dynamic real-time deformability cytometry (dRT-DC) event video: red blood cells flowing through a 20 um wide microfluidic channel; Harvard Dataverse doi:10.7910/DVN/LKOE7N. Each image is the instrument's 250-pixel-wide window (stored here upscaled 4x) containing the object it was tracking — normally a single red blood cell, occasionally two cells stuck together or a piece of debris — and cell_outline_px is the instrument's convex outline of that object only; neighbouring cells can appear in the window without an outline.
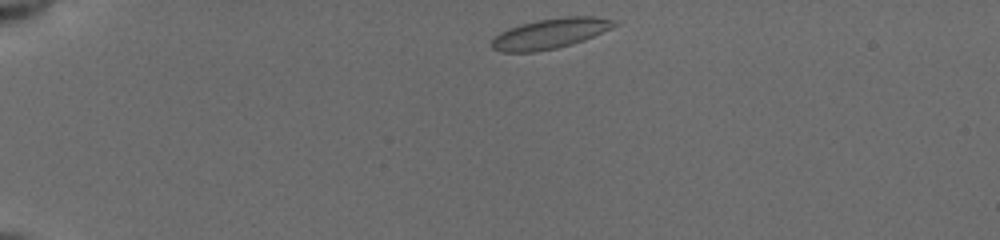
{"species": "common noctule bat (a hibernating species)", "species_latin": "Nyctalus noctula", "temperature_condition": "cold", "stored_images_in_passage": 27, "camera_frame_rate_fps": 3000, "um_per_image_px": 0.085, "animal": {"sex": "female", "body_mass_g": 19.5, "forearm_length_mm": 54.1}, "frame": {"image": 1, "passage_image": 1, "time_ms": 0.0, "image_size_px": [1000, 240], "cell_outline_px": [[620, 24], [584, 40], [572, 44], [556, 48], [532, 52], [500, 52], [492, 48], [492, 40], [500, 32], [508, 28], [520, 24], [536, 20], [564, 16], [592, 16], [612, 20]], "centroid_in_image_um": [46.75, 2.84], "position_along_channel_um": 38.3, "area_um2": 21.5}}
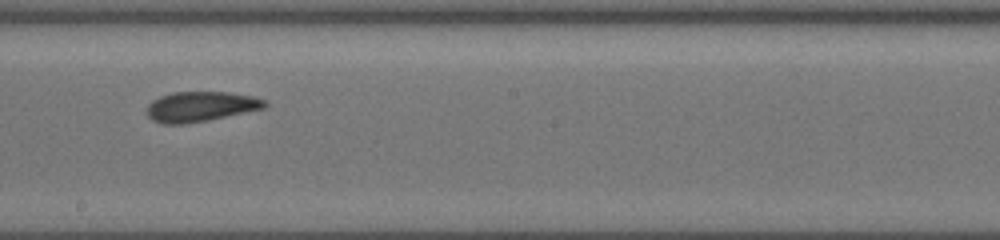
{"frame": {"image": 2, "passage_image": 15, "time_ms": 4.667, "image_size_px": [1000, 240], "cell_outline_px": [[268, 104], [264, 108], [208, 120], [184, 124], [164, 124], [152, 120], [148, 116], [148, 104], [152, 100], [160, 96], [172, 92], [228, 92], [252, 96], [264, 100]], "centroid_in_image_um": [17.03, 9.05], "position_along_channel_um": 231.2, "area_um2": 20.52}}
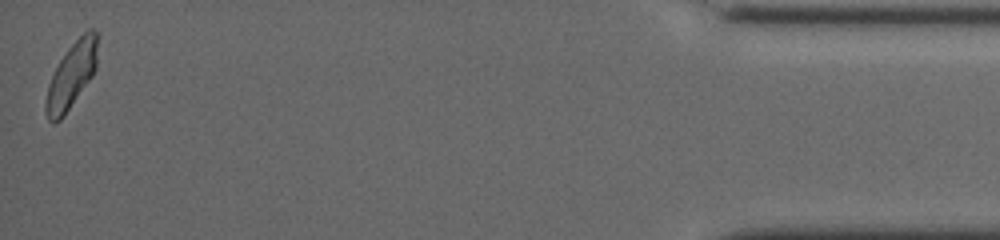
{"frame": {"image": 3, "passage_image": 27, "time_ms": 8.667, "image_size_px": [1000, 240], "cell_outline_px": [[96, 68], [92, 76], [64, 116], [60, 120], [52, 124], [48, 120], [44, 112], [44, 104], [48, 84], [60, 60], [68, 48], [88, 28], [92, 28], [96, 32]], "centroid_in_image_um": [6.04, 6.47], "position_along_channel_um": 429.2, "area_um2": 19.59}}